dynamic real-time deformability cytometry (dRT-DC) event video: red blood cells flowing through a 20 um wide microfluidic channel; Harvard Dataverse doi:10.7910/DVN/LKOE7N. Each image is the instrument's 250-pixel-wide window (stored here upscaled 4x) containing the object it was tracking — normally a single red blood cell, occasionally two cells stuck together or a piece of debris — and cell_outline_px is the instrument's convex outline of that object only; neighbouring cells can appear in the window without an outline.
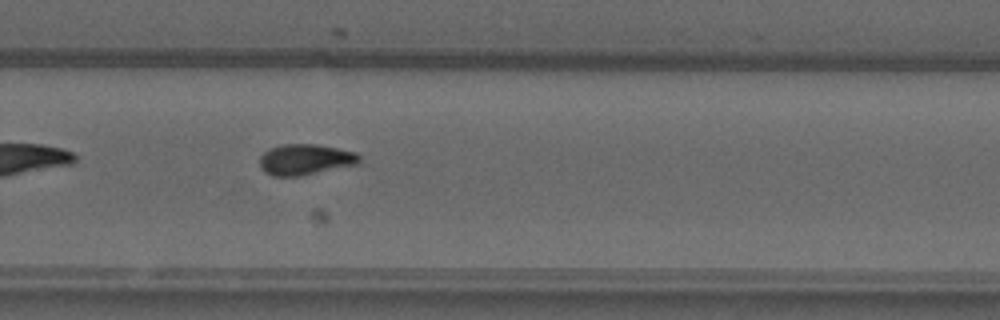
{"species": "common noctule bat (a hibernating species)", "species_latin": "Nyctalus noctula", "temperature_condition": "warm", "stored_images_in_passage": 34, "camera_frame_rate_fps": 3000, "um_per_image_px": 0.085, "animal": {"sex": "male", "forearm_length_mm": 52.5}, "frame": {"image": 1, "passage_image": 20, "time_ms": 6.333, "image_size_px": [1000, 320], "cell_outline_px": [[360, 164], [300, 176], [272, 176], [264, 172], [260, 168], [260, 156], [268, 148], [280, 144], [316, 144], [356, 152], [360, 156]], "centroid_in_image_um": [25.94, 13.56], "position_along_channel_um": 303.9, "area_um2": 18.15}, "authors_computed_cell_mechanics": {"area_um2": 17.629, "velocity_mm_per_s": 3.8851, "shape_relaxation_time_tau1_ms": 5.9355, "shape_relaxation_time_tau2_ms": 5.1221, "deformation_change_tau1": 0.1753, "deformation_change_tau2": 0.1006}}